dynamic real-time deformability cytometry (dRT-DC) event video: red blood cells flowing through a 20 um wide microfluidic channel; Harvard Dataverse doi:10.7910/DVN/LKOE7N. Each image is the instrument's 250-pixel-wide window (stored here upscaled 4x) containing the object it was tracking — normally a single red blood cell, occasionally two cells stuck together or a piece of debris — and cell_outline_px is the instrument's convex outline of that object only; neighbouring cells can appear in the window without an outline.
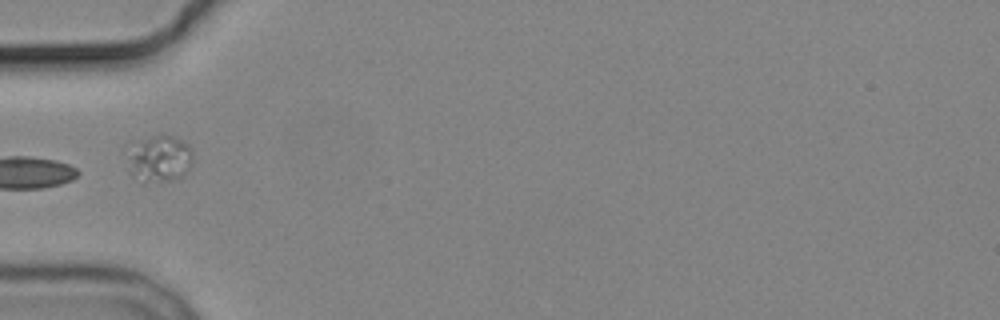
{"species": "common noctule bat (a hibernating species)", "species_latin": "Nyctalus noctula", "temperature_condition": "cold", "stored_images_in_passage": 4, "camera_frame_rate_fps": 3000, "um_per_image_px": 0.085, "animal": {"sex": "male", "body_mass_g": 19.2, "forearm_length_mm": 51.8}, "frame": {"image": 1, "passage_image": 1, "time_ms": 0.0, "image_size_px": [1000, 320], "cell_outline_px": [[192, 160], [184, 176], [168, 180], [144, 184], [140, 184], [128, 172], [124, 148], [124, 144], [132, 140], [160, 132], [176, 136], [188, 144], [192, 148]], "centroid_in_image_um": [13.39, 13.42], "position_along_channel_um": 71.6, "area_um2": 19.65}}
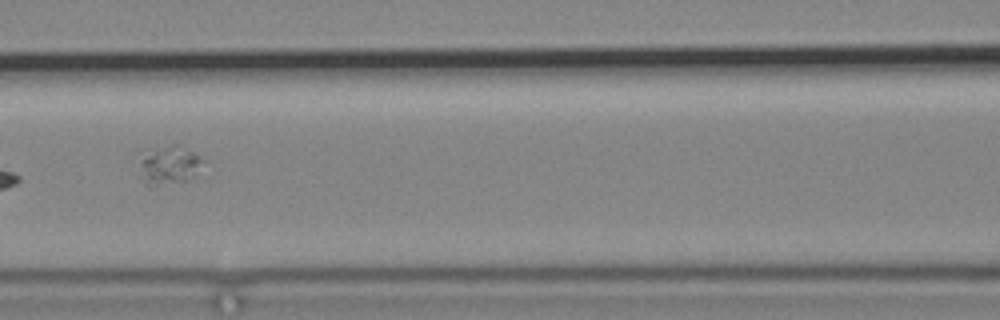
{"frame": {"image": 2, "passage_image": 3, "time_ms": 2.333, "image_size_px": [1000, 320], "cell_outline_px": [[208, 160], [188, 180], [152, 188], [148, 188], [144, 168], [144, 160], [156, 152], [172, 144], [176, 144]], "centroid_in_image_um": [14.58, 14.11], "position_along_channel_um": 152.0, "area_um2": 13.06}}
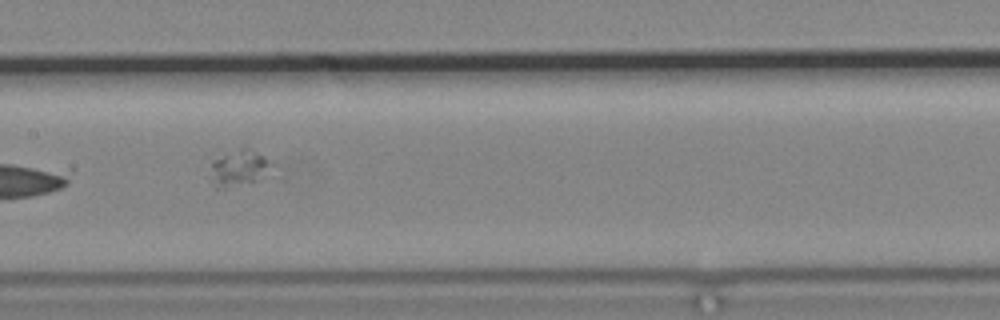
{"frame": {"image": 3, "passage_image": 4, "time_ms": 3.333, "image_size_px": [1000, 320], "cell_outline_px": [[264, 164], [252, 180], [224, 188], [216, 188], [212, 184], [212, 160], [240, 148], [248, 148], [264, 156]], "centroid_in_image_um": [20.07, 14.25], "position_along_channel_um": 187.3, "area_um2": 11.1}}